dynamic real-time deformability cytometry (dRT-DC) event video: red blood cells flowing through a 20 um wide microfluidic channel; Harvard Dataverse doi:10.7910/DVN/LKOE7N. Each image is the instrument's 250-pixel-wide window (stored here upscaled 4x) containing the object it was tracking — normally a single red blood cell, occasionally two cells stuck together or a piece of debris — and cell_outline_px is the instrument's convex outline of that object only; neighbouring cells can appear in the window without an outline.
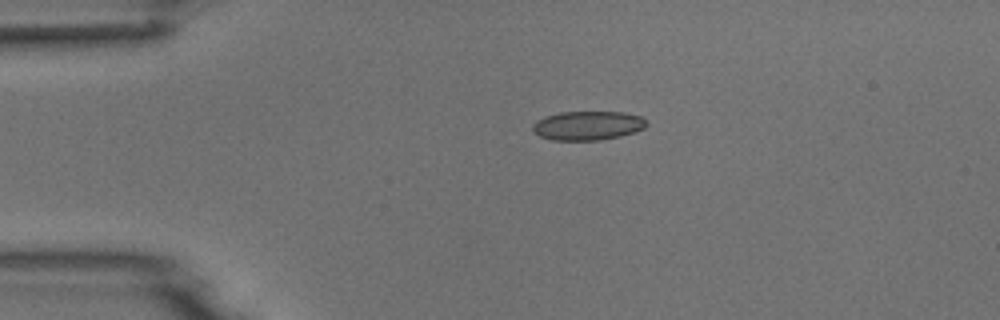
{"species": "common noctule bat (a hibernating species)", "species_latin": "Nyctalus noctula", "temperature_condition": "room temperature", "stored_images_in_passage": 2, "camera_frame_rate_fps": 3000, "um_per_image_px": 0.085, "animal": {"sex": "male", "body_mass_g": 18.8}, "frame": {"image": 1, "passage_image": 1, "time_ms": 0.0, "image_size_px": [1000, 320], "cell_outline_px": [[648, 124], [644, 128], [636, 132], [620, 136], [600, 140], [552, 140], [540, 136], [532, 132], [532, 124], [536, 120], [544, 116], [560, 112], [624, 112], [640, 116], [648, 120]], "centroid_in_image_um": [49.96, 10.67], "position_along_channel_um": 35.0, "area_um2": 19.54}}